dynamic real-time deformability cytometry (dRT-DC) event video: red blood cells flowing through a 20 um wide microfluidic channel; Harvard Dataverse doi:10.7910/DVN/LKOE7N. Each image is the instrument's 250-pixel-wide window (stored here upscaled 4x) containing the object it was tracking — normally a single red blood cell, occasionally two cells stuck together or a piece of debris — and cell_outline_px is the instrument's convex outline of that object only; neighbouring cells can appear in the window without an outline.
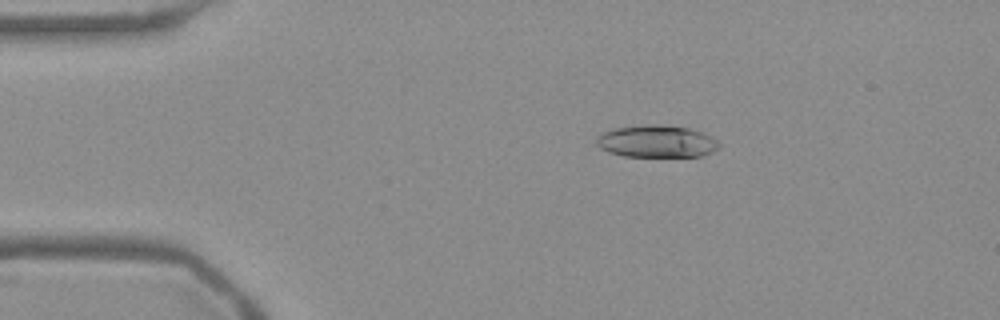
{"species": "Egyptian fruit bat (a non-hibernating species)", "species_latin": "Rousettus aegyptiacus", "temperature_condition": "warm", "stored_images_in_passage": 54, "camera_frame_rate_fps": 3000, "um_per_image_px": 0.085, "frame": {"image": 1, "passage_image": 10, "time_ms": 3.0, "image_size_px": [1000, 320], "cell_outline_px": [[720, 144], [712, 152], [700, 156], [624, 156], [608, 152], [600, 148], [596, 144], [596, 136], [604, 132], [616, 128], [644, 124], [664, 124], [688, 128], [704, 132], [716, 140]], "centroid_in_image_um": [55.79, 12.0], "position_along_channel_um": 29.2, "area_um2": 23.06}}
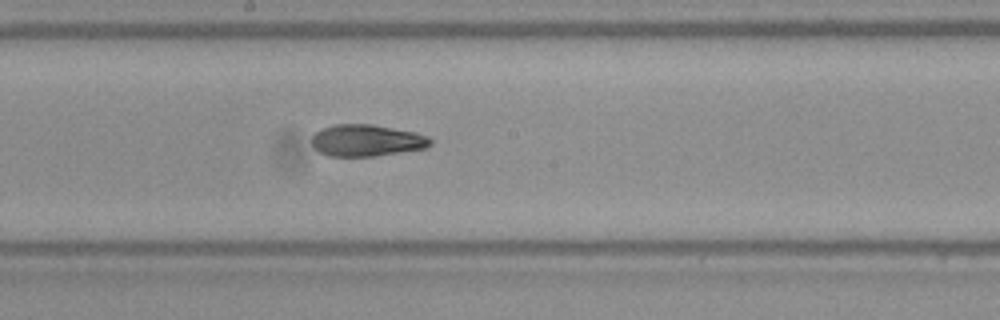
{"frame": {"image": 2, "passage_image": 29, "time_ms": 9.333, "image_size_px": [1000, 320], "cell_outline_px": [[432, 144], [424, 148], [376, 156], [328, 156], [320, 152], [312, 144], [312, 136], [320, 128], [332, 124], [372, 124], [416, 132], [428, 136], [432, 140]], "centroid_in_image_um": [31.15, 11.92], "position_along_channel_um": 217.0, "area_um2": 22.02}}
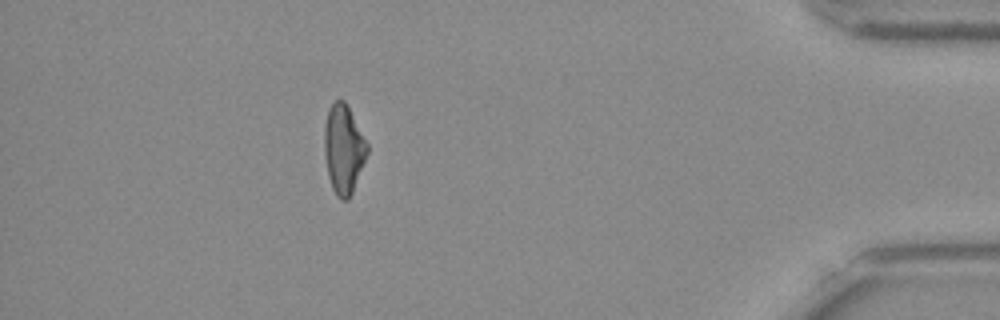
{"frame": {"image": 3, "passage_image": 48, "time_ms": 15.667, "image_size_px": [1000, 320], "cell_outline_px": [[368, 152], [352, 192], [348, 200], [340, 200], [336, 196], [332, 188], [328, 176], [324, 152], [324, 128], [328, 108], [336, 100], [344, 100], [368, 144]], "centroid_in_image_um": [29.18, 12.69], "position_along_channel_um": 406.0, "area_um2": 22.02}, "authors_computed_cell_mechanics": {"area_um2": 22.7154, "velocity_mm_per_s": 3.7991, "shape_relaxation_time_tau1_ms": 6.2762, "shape_relaxation_time_tau2_ms": 2.9632, "deformation_change_tau1": 0.1907, "deformation_change_tau2": 0.0893}}